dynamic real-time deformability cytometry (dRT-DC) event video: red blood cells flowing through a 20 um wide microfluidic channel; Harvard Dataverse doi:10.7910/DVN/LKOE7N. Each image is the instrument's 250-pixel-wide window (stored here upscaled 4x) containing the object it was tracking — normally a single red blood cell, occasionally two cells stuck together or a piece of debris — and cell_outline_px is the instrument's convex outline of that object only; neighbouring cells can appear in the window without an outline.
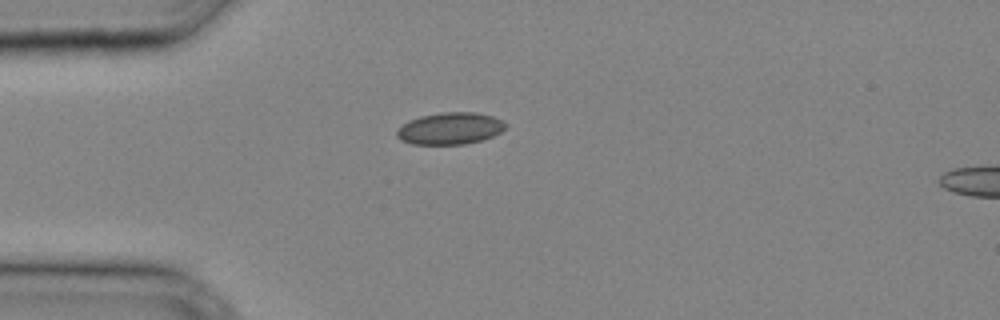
{"species": "common noctule bat (a hibernating species)", "species_latin": "Nyctalus noctula", "temperature_condition": "cold", "stored_images_in_passage": 3, "camera_frame_rate_fps": 3000, "um_per_image_px": 0.085, "animal": {"sex": "male", "body_mass_g": 20.4}, "frame": {"image": 1, "passage_image": 1, "time_ms": 0.0, "image_size_px": [1000, 320], "cell_outline_px": [[508, 124], [500, 132], [484, 140], [464, 144], [412, 144], [400, 140], [396, 136], [396, 132], [404, 124], [420, 116], [440, 112], [476, 112], [492, 116]], "centroid_in_image_um": [38.27, 10.92], "position_along_channel_um": 46.7, "area_um2": 20.11}}